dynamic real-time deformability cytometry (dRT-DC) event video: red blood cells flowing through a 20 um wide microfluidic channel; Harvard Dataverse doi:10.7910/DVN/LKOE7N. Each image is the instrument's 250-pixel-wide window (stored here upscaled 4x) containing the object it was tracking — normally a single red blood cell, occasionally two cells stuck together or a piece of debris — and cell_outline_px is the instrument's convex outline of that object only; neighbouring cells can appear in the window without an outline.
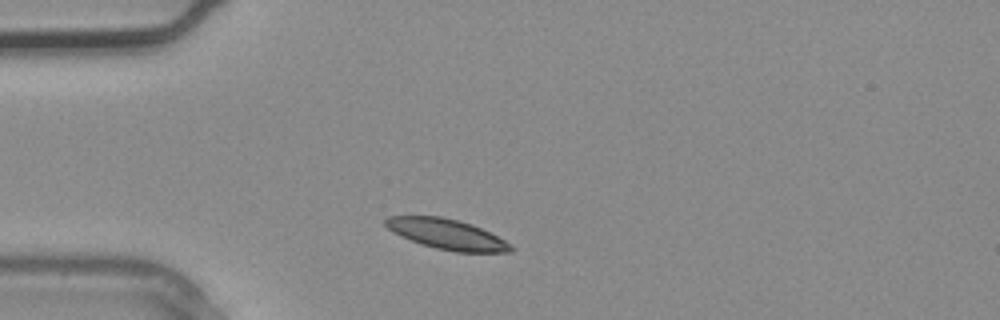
{"species": "common noctule bat (a hibernating species)", "species_latin": "Nyctalus noctula", "temperature_condition": "warm", "stored_images_in_passage": 1, "camera_frame_rate_fps": 3000, "um_per_image_px": 0.085, "animal": {"sex": "male", "body_mass_g": 20.4}, "frame": {"image": 1, "passage_image": 1, "time_ms": 0.0, "image_size_px": [1000, 320], "cell_outline_px": [[512, 252], [456, 252], [436, 248], [420, 244], [400, 236], [392, 232], [384, 224], [384, 220], [388, 216], [440, 216], [472, 224], [512, 244]], "centroid_in_image_um": [37.94, 19.91], "position_along_channel_um": 47.1, "area_um2": 21.96}}